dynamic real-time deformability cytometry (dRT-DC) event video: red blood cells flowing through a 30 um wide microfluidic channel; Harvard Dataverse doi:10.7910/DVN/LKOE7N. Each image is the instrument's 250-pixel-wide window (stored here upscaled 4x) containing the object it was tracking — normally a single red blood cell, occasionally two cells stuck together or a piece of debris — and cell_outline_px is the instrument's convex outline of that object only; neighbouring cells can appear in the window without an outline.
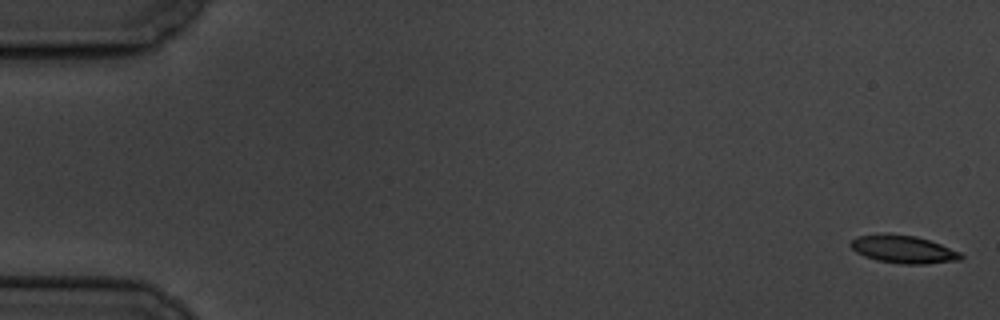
{"species": "common noctule bat (a hibernating species)", "species_latin": "Nyctalus noctula", "temperature_condition": "cold", "stored_images_in_passage": 5, "camera_frame_rate_fps": 3000, "um_per_image_px": 0.085, "animal": {"sex": "male", "body_mass_g": 19.5, "forearm_length_mm": 54.6}, "frame": {"image": 1, "passage_image": 1, "time_ms": 0.0, "image_size_px": [1000, 320], "cell_outline_px": [[964, 256], [960, 260], [924, 264], [900, 264], [876, 260], [864, 256], [856, 252], [848, 244], [856, 236], [888, 232], [916, 236], [940, 244], [960, 252]], "centroid_in_image_um": [76.74, 21.18], "position_along_channel_um": 8.3, "area_um2": 18.09}}